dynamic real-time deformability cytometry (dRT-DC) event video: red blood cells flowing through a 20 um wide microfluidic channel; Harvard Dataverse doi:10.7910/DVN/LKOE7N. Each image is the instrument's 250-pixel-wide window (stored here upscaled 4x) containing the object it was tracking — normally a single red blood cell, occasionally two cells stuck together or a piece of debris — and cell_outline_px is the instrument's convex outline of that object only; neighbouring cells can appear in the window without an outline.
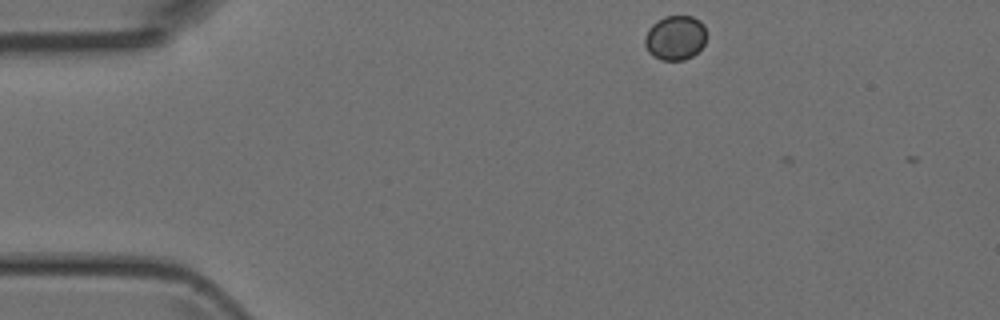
{"species": "Egyptian fruit bat (a non-hibernating species)", "species_latin": "Rousettus aegyptiacus", "temperature_condition": "room temperature", "stored_images_in_passage": 4, "camera_frame_rate_fps": 3000, "um_per_image_px": 0.085, "animal": {"sex": "female"}, "frame": {"image": 1, "passage_image": 1, "time_ms": 0.0, "image_size_px": [1000, 320], "cell_outline_px": [[704, 44], [692, 56], [684, 60], [660, 60], [652, 56], [648, 52], [644, 44], [644, 36], [648, 28], [656, 20], [664, 16], [692, 16], [700, 20], [704, 24]], "centroid_in_image_um": [57.34, 3.2], "position_along_channel_um": 27.7, "area_um2": 16.13}}